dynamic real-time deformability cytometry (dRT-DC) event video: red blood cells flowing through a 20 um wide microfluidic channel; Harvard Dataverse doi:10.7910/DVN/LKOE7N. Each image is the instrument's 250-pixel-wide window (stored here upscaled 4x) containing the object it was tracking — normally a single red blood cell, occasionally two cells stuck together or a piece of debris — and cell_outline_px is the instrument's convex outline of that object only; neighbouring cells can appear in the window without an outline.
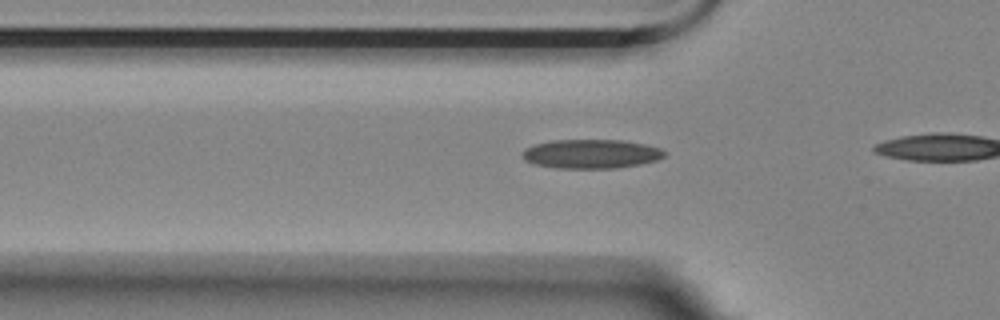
{"species": "Egyptian fruit bat (a non-hibernating species)", "species_latin": "Rousettus aegyptiacus", "temperature_condition": "room temperature", "stored_images_in_passage": 10, "camera_frame_rate_fps": 3000, "um_per_image_px": 0.085, "animal": {"sex": "female"}, "frame": {"image": 1, "passage_image": 5, "time_ms": 1.333, "image_size_px": [1000, 320], "cell_outline_px": [[664, 156], [656, 160], [640, 164], [616, 168], [556, 168], [532, 164], [524, 160], [520, 152], [524, 148], [536, 144], [552, 140], [620, 140], [644, 144], [660, 148], [664, 152]], "centroid_in_image_um": [50.17, 13.08], "position_along_channel_um": 75.6, "area_um2": 24.1}}
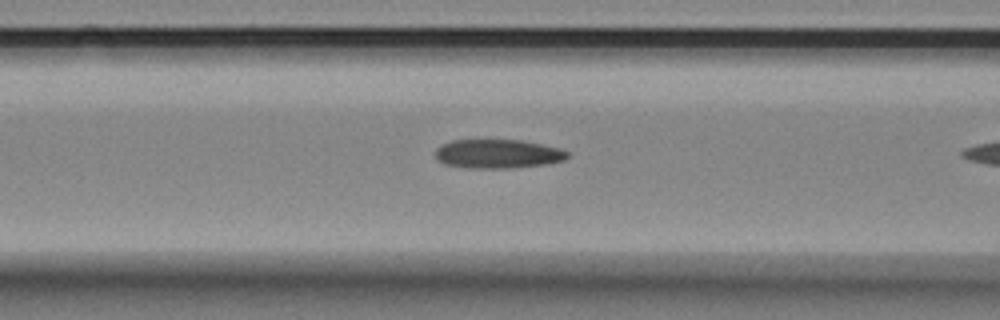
{"frame": {"image": 2, "passage_image": 9, "time_ms": 2.667, "image_size_px": [1000, 320], "cell_outline_px": [[568, 156], [564, 160], [548, 164], [512, 168], [468, 168], [444, 164], [436, 156], [436, 148], [440, 144], [452, 140], [520, 140], [560, 148], [568, 152]], "centroid_in_image_um": [42.31, 13.08], "position_along_channel_um": 124.3, "area_um2": 22.31}}